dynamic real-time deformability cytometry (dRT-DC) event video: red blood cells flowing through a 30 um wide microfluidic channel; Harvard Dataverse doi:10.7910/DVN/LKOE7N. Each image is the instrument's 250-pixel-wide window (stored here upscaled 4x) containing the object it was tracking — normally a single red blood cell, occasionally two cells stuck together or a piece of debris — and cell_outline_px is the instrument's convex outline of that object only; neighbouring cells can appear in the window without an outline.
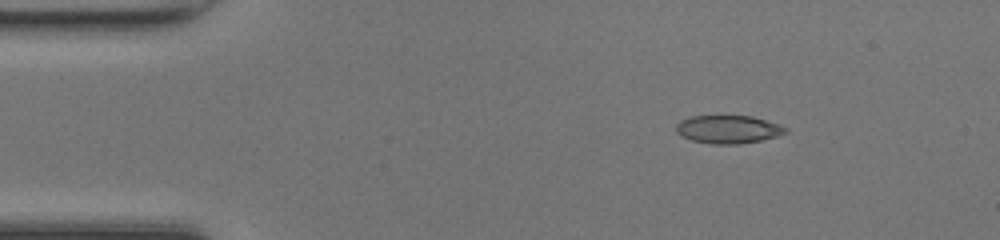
{"species": "common noctule bat (a hibernating species)", "species_latin": "Nyctalus noctula", "temperature_condition": "room temperature", "stored_images_in_passage": 42, "camera_frame_rate_fps": 3000, "um_per_image_px": 0.085, "animal": {"sex": "female", "body_mass_g": 17.0, "forearm_length_mm": 48.0}, "frame": {"image": 1, "passage_image": 1, "time_ms": 0.0, "image_size_px": [1000, 240], "cell_outline_px": [[788, 132], [776, 136], [760, 140], [736, 144], [712, 144], [692, 140], [676, 132], [676, 124], [680, 120], [688, 116], [752, 116], [788, 128]], "centroid_in_image_um": [61.86, 10.99], "position_along_channel_um": 23.1, "area_um2": 17.69}}
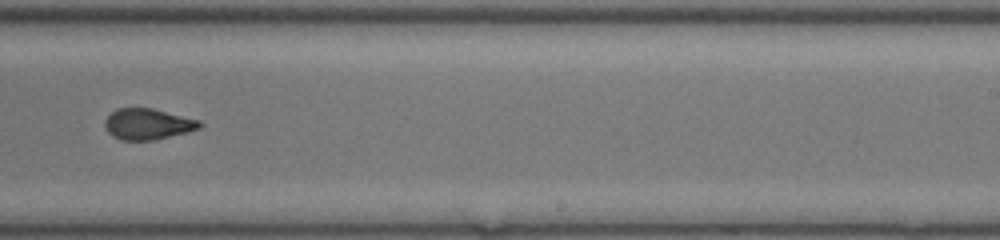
{"frame": {"image": 2, "passage_image": 24, "time_ms": 7.667, "image_size_px": [1000, 240], "cell_outline_px": [[204, 124], [200, 128], [188, 132], [152, 140], [120, 140], [112, 136], [108, 132], [104, 124], [104, 120], [116, 108], [152, 108], [200, 120]], "centroid_in_image_um": [12.56, 10.54], "position_along_channel_um": 276.4, "area_um2": 17.17}}
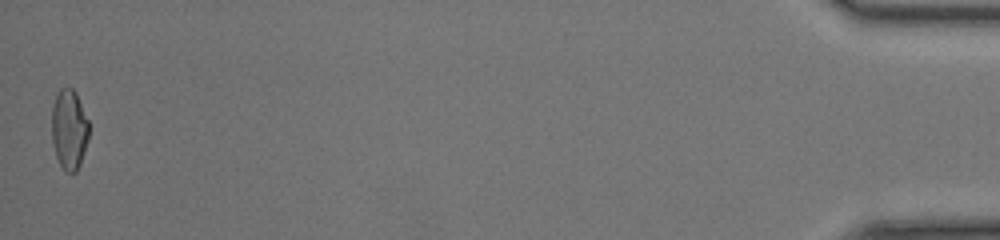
{"frame": {"image": 3, "passage_image": 42, "time_ms": 13.667, "image_size_px": [1000, 240], "cell_outline_px": [[88, 140], [80, 164], [76, 172], [64, 172], [56, 156], [52, 144], [52, 104], [56, 92], [60, 88], [72, 88], [76, 92], [88, 120]], "centroid_in_image_um": [5.86, 10.99], "position_along_channel_um": 429.3, "area_um2": 17.51}, "authors_computed_cell_mechanics": {"area_um2": 17.7446, "velocity_mm_per_s": 4.2824, "shape_relaxation_time_tau1_ms": 9.7143, "shape_relaxation_time_tau2_ms": 1.3669, "deformation_change_tau1": 0.2413, "deformation_change_tau2": 0.0752}}